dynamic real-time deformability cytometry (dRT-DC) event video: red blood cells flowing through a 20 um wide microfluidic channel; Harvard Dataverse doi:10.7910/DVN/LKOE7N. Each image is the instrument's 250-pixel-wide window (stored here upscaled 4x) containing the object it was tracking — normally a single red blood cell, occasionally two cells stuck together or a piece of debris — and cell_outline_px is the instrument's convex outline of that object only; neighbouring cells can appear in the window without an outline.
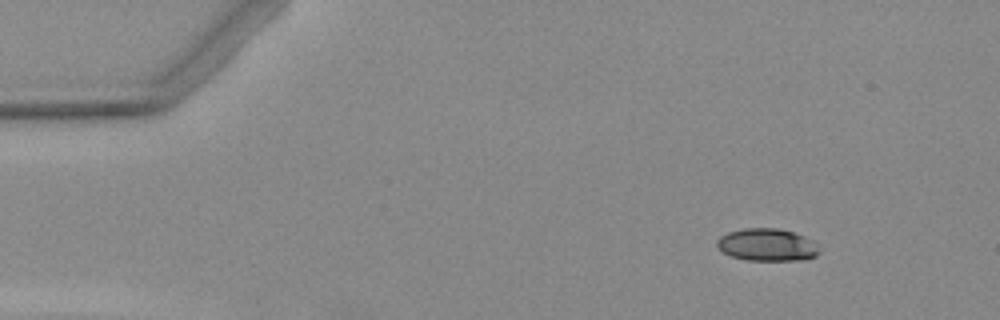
{"species": "Egyptian fruit bat (a non-hibernating species)", "species_latin": "Rousettus aegyptiacus", "temperature_condition": "warm", "stored_images_in_passage": 6, "camera_frame_rate_fps": 3000, "um_per_image_px": 0.085, "animal": {"sex": "female"}, "frame": {"image": 1, "passage_image": 2, "time_ms": 1.0, "image_size_px": [1000, 320], "cell_outline_px": [[820, 252], [816, 256], [804, 260], [744, 260], [732, 256], [724, 252], [716, 244], [716, 240], [720, 236], [728, 232], [744, 228], [780, 228], [804, 236], [812, 240], [816, 244]], "centroid_in_image_um": [65.21, 20.81], "position_along_channel_um": 19.8, "area_um2": 19.36}}